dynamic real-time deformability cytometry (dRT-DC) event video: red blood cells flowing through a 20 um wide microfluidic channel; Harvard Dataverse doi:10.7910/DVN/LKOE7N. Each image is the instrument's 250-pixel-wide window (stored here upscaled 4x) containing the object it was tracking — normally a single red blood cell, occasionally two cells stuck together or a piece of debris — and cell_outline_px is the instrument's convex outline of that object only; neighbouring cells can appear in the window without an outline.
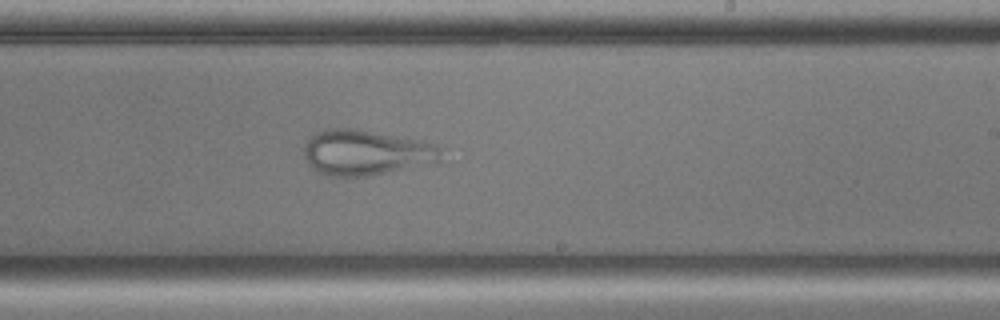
{"species": "common noctule bat (a hibernating species)", "species_latin": "Nyctalus noctula", "temperature_condition": "cold", "stored_images_in_passage": 48, "camera_frame_rate_fps": 3000, "um_per_image_px": 0.085, "animal": {"sex": "male", "body_mass_g": 17.9, "forearm_length_mm": 54.2}, "frame": {"image": 1, "passage_image": 25, "time_ms": 8.0, "image_size_px": [1000, 320], "cell_outline_px": [[440, 160], [368, 176], [328, 176], [312, 168], [308, 164], [304, 156], [304, 144], [316, 132], [324, 128], [356, 128], [424, 140], [440, 148]], "centroid_in_image_um": [31.04, 12.94], "position_along_channel_um": 258.0, "area_um2": 36.01}}